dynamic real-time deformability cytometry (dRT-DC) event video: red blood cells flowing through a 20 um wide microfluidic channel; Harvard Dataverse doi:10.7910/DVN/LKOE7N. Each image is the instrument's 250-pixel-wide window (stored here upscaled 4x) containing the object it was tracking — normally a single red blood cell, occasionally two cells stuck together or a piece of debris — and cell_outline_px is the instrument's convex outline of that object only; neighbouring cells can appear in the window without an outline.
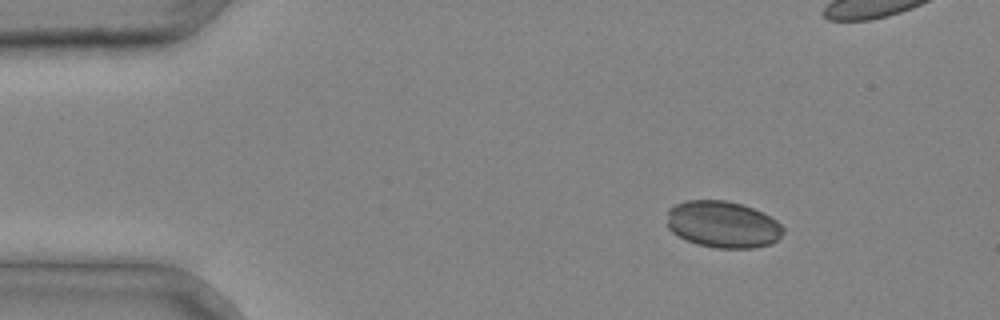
{"species": "common noctule bat (a hibernating species)", "species_latin": "Nyctalus noctula", "temperature_condition": "cold", "stored_images_in_passage": 4, "camera_frame_rate_fps": 3000, "um_per_image_px": 0.085, "animal": {"sex": "male", "body_mass_g": 20.4}, "frame": {"image": 1, "passage_image": 1, "time_ms": 0.0, "image_size_px": [1000, 320], "cell_outline_px": [[784, 232], [772, 244], [756, 248], [716, 248], [696, 244], [684, 240], [672, 232], [668, 228], [668, 208], [684, 200], [728, 200], [744, 204], [764, 212], [776, 220], [784, 228]], "centroid_in_image_um": [61.45, 19.07], "position_along_channel_um": 23.6, "area_um2": 32.14}}